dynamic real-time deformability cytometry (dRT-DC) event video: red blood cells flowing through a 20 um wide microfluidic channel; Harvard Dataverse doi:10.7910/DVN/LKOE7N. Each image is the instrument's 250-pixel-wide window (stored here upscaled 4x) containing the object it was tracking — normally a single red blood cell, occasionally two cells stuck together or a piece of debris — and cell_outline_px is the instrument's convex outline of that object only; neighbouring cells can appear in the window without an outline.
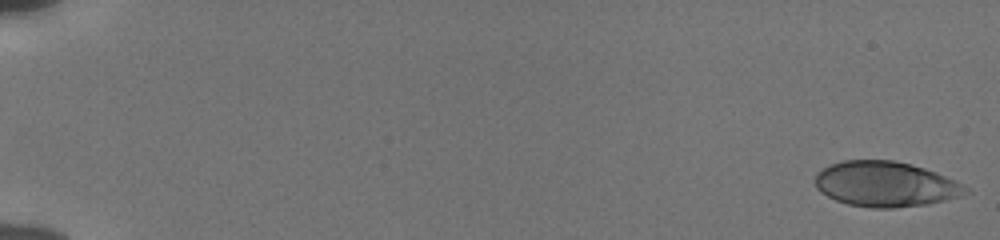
{"species": "human", "species_latin": "Homo sapiens", "temperature_condition": "cold", "stored_images_in_passage": 55, "camera_frame_rate_fps": 3000, "um_per_image_px": 0.085, "donor": {"sex": "male"}, "frame": {"image": 1, "passage_image": 1, "time_ms": 0.0, "image_size_px": [1000, 240], "cell_outline_px": [[972, 192], [960, 196], [928, 204], [892, 208], [872, 208], [848, 204], [836, 200], [820, 192], [816, 188], [816, 172], [832, 164], [844, 160], [892, 160], [912, 164], [936, 172], [968, 188]], "centroid_in_image_um": [75.26, 15.65], "position_along_channel_um": 9.7, "area_um2": 39.48}}
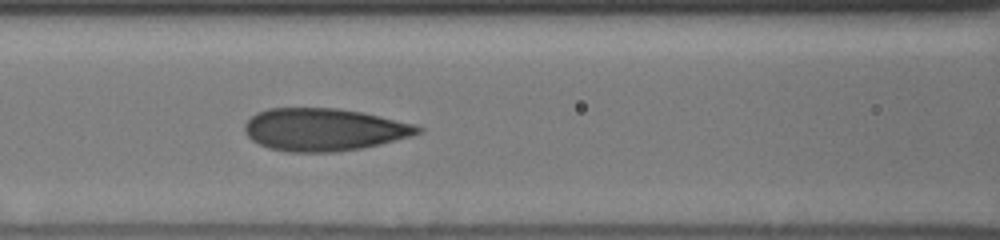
{"frame": {"image": 2, "passage_image": 26, "time_ms": 8.333, "image_size_px": [1000, 240], "cell_outline_px": [[424, 128], [420, 132], [408, 136], [380, 144], [360, 148], [332, 152], [288, 152], [268, 148], [252, 140], [244, 132], [244, 124], [256, 112], [268, 108], [336, 108], [364, 112], [416, 124]], "centroid_in_image_um": [27.51, 11.0], "position_along_channel_um": 139.1, "area_um2": 42.95}}
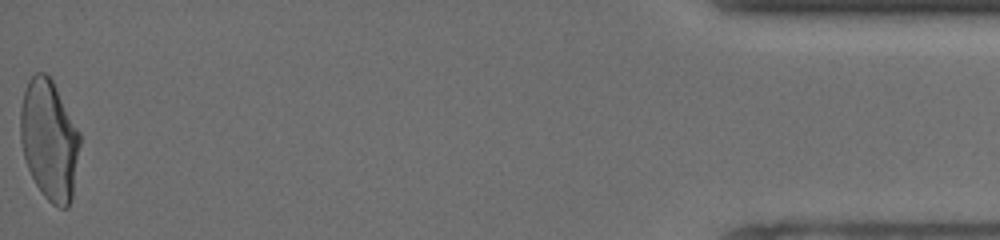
{"frame": {"image": 3, "passage_image": 55, "time_ms": 18.0, "image_size_px": [1000, 240], "cell_outline_px": [[80, 144], [72, 196], [68, 208], [60, 208], [52, 204], [44, 196], [36, 184], [28, 168], [24, 156], [20, 140], [20, 108], [24, 92], [28, 80], [36, 72], [44, 72], [52, 80], [80, 132]], "centroid_in_image_um": [4.18, 11.89], "position_along_channel_um": 431.0, "area_um2": 41.5}, "authors_computed_cell_mechanics": {"area_um2": 41.1536, "velocity_mm_per_s": 3.8457, "shape_relaxation_time_tau1_ms": 5.7562, "shape_relaxation_time_tau2_ms": 0.8982, "deformation_change_tau1": 0.1833, "deformation_change_tau2": 0.0737}}